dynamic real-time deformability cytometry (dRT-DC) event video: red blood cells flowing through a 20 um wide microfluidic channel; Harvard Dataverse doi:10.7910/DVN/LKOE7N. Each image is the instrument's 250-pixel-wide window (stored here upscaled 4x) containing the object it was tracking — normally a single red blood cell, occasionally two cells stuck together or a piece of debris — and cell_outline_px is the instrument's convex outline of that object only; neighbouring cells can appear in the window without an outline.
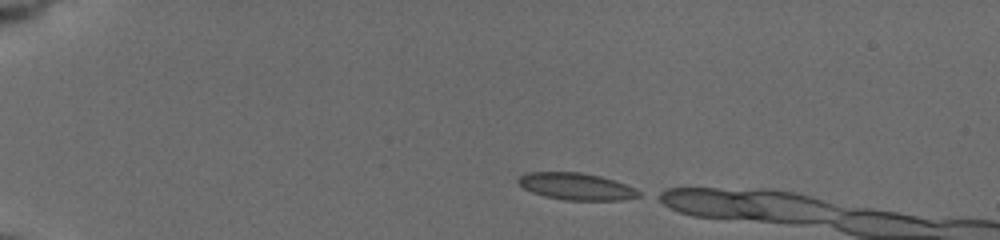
{"species": "common noctule bat (a hibernating species)", "species_latin": "Nyctalus noctula", "temperature_condition": "cold", "stored_images_in_passage": 8, "camera_frame_rate_fps": 3000, "um_per_image_px": 0.085, "animal": {"sex": "female", "body_mass_g": 19.5, "forearm_length_mm": 54.1}, "frame": {"image": 1, "passage_image": 1, "time_ms": 0.0, "image_size_px": [1000, 240], "cell_outline_px": [[644, 192], [640, 196], [624, 200], [564, 200], [544, 196], [532, 192], [524, 188], [516, 180], [520, 176], [528, 172], [580, 172], [600, 176], [636, 188]], "centroid_in_image_um": [49.01, 15.85], "position_along_channel_um": 36.0, "area_um2": 18.96}}